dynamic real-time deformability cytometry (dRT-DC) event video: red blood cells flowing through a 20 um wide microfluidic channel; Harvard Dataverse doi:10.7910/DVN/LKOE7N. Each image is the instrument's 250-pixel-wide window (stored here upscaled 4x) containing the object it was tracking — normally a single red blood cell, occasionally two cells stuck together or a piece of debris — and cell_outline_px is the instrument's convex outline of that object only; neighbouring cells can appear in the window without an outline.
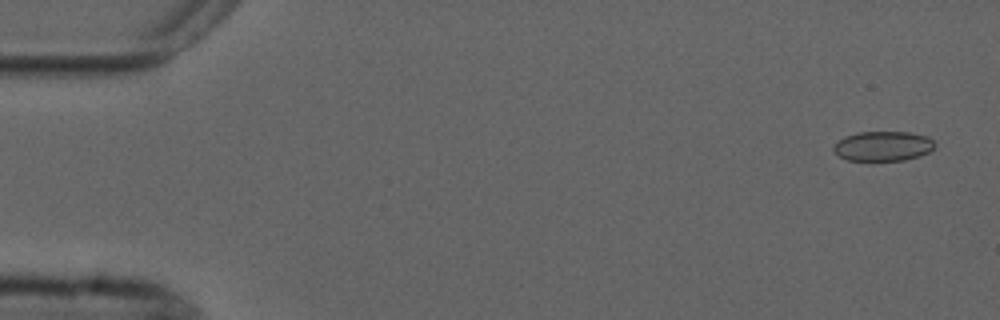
{"species": "common noctule bat (a hibernating species)", "species_latin": "Nyctalus noctula", "temperature_condition": "cold", "stored_images_in_passage": 7, "camera_frame_rate_fps": 3000, "um_per_image_px": 0.085, "animal": {"sex": "male", "forearm_length_mm": 52.5}, "frame": {"image": 1, "passage_image": 1, "time_ms": 0.0, "image_size_px": [1000, 320], "cell_outline_px": [[936, 144], [928, 152], [920, 156], [904, 160], [848, 160], [840, 156], [832, 148], [844, 136], [856, 132], [908, 132], [928, 136]], "centroid_in_image_um": [75.07, 12.41], "position_along_channel_um": 9.9, "area_um2": 17.4}}
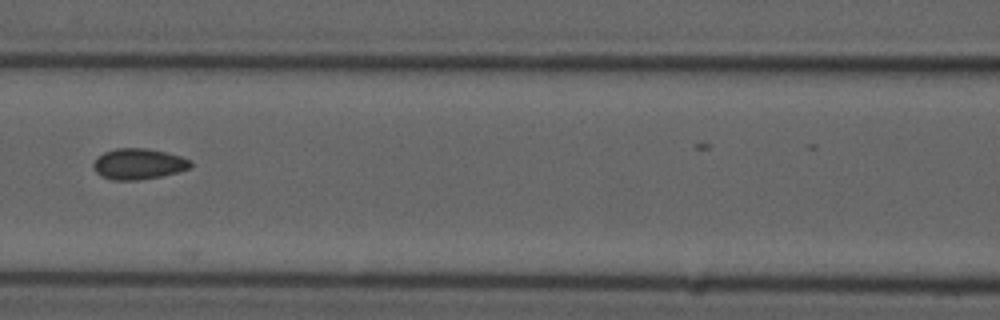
{"frame": {"image": 2, "passage_image": 7, "time_ms": 7.333, "image_size_px": [1000, 320], "cell_outline_px": [[192, 164], [188, 168], [176, 172], [160, 176], [136, 180], [112, 180], [100, 176], [92, 168], [92, 164], [96, 156], [104, 152], [116, 148], [144, 148], [164, 152], [180, 156], [192, 160]], "centroid_in_image_um": [11.7, 13.93], "position_along_channel_um": 154.9, "area_um2": 17.46}}